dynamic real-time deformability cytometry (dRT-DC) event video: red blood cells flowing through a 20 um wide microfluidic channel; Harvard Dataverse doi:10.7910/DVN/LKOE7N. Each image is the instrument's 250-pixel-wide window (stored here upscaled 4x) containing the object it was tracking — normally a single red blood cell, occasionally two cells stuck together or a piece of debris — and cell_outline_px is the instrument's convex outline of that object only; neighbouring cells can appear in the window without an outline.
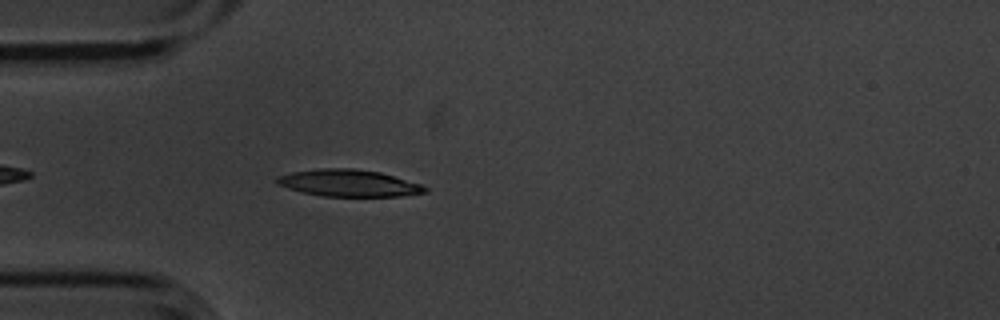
{"species": "common noctule bat (a hibernating species)", "species_latin": "Nyctalus noctula", "temperature_condition": "cold", "stored_images_in_passage": 5, "camera_frame_rate_fps": 3000, "um_per_image_px": 0.085, "animal": {"sex": "male", "body_mass_g": 20.1, "forearm_length_mm": 53.5}, "frame": {"image": 1, "passage_image": 5, "time_ms": 1.333, "image_size_px": [1000, 320], "cell_outline_px": [[428, 192], [400, 196], [324, 196], [300, 192], [276, 184], [276, 176], [292, 172], [320, 168], [352, 168], [380, 172], [420, 184], [428, 188]], "centroid_in_image_um": [29.61, 15.56], "position_along_channel_um": 55.4, "area_um2": 23.18}}